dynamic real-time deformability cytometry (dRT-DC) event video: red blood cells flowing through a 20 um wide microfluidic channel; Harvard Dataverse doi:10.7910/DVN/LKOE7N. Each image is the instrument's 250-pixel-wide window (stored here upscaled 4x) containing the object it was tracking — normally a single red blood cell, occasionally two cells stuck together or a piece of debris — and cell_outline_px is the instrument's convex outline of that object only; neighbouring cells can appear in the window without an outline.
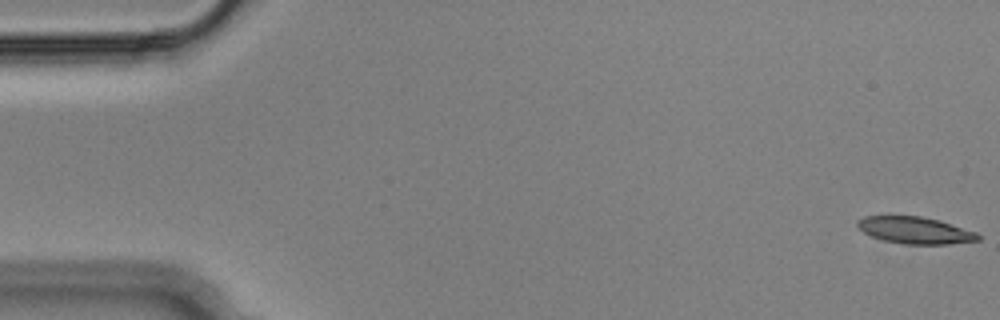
{"species": "Egyptian fruit bat (a non-hibernating species)", "species_latin": "Rousettus aegyptiacus", "temperature_condition": "cold", "stored_images_in_passage": 56, "camera_frame_rate_fps": 3000, "um_per_image_px": 0.085, "animal": {"sex": "male"}, "frame": {"image": 1, "passage_image": 1, "time_ms": 0.0, "image_size_px": [1000, 320], "cell_outline_px": [[980, 240], [948, 244], [904, 244], [884, 240], [872, 236], [864, 232], [856, 224], [856, 220], [864, 216], [888, 212], [920, 216], [940, 220], [976, 232], [980, 236]], "centroid_in_image_um": [77.7, 19.51], "position_along_channel_um": 7.3, "area_um2": 19.59}}
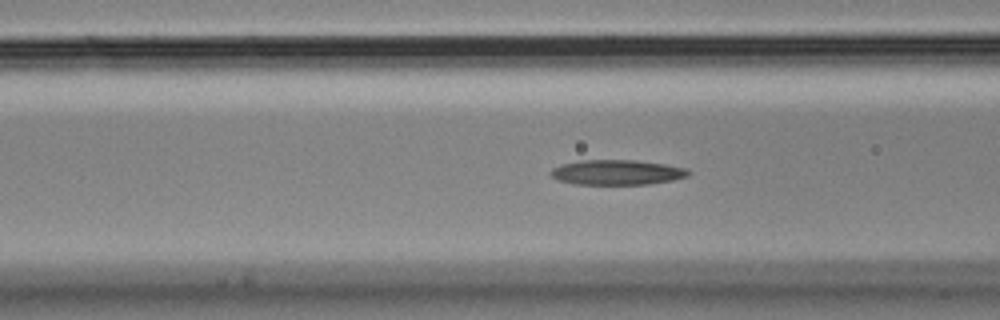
{"frame": {"image": 2, "passage_image": 21, "time_ms": 6.667, "image_size_px": [1000, 320], "cell_outline_px": [[692, 172], [688, 176], [672, 180], [648, 184], [576, 184], [560, 180], [552, 176], [548, 172], [552, 168], [560, 164], [580, 160], [636, 160], [664, 164], [688, 168]], "centroid_in_image_um": [52.45, 14.64], "position_along_channel_um": 114.1, "area_um2": 20.11}}
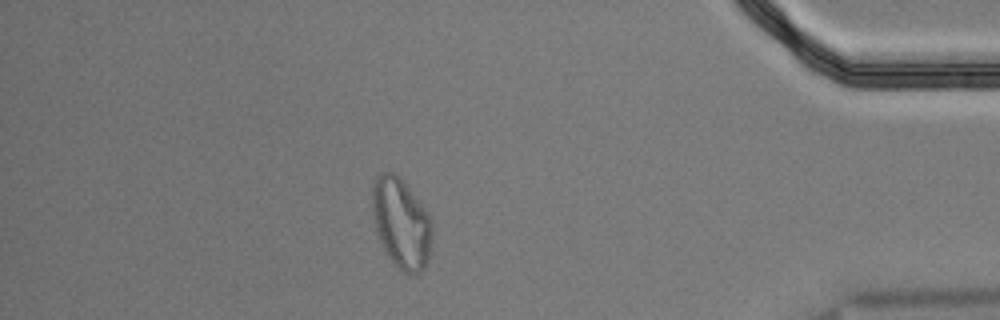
{"frame": {"image": 3, "passage_image": 48, "time_ms": 15.667, "image_size_px": [1000, 320], "cell_outline_px": [[432, 240], [428, 260], [424, 268], [420, 272], [412, 276], [408, 276], [388, 256], [380, 240], [376, 228], [372, 208], [372, 188], [376, 176], [384, 172], [396, 172], [400, 176], [428, 212], [432, 220]], "centroid_in_image_um": [34.13, 18.96], "position_along_channel_um": 401.1, "area_um2": 31.56}, "authors_computed_cell_mechanics": {"area_um2": 20.3456, "velocity_mm_per_s": 3.6424, "shape_relaxation_time_tau1_ms": null, "shape_relaxation_time_tau2_ms": 4.2674, "deformation_change_tau1": null, "deformation_change_tau2": 0.1373}}